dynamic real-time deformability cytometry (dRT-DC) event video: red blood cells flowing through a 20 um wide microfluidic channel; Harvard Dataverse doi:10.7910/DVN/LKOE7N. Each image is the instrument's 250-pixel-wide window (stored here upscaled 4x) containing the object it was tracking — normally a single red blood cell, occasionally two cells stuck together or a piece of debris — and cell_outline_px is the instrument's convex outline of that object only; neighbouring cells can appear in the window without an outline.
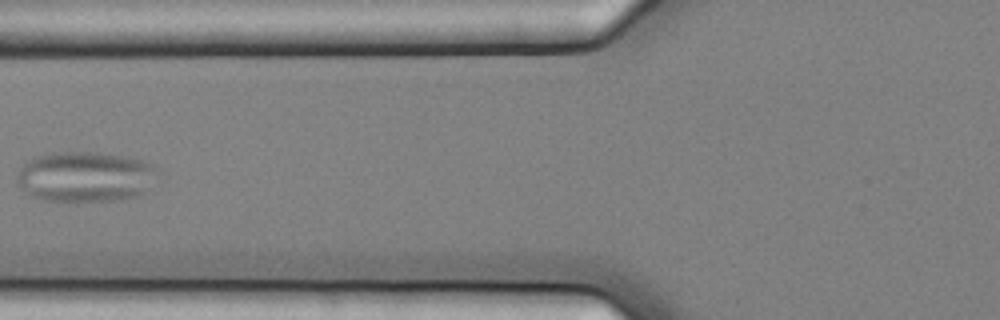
{"species": "common noctule bat (a hibernating species)", "species_latin": "Nyctalus noctula", "temperature_condition": "cold", "stored_images_in_passage": 6, "camera_frame_rate_fps": 3000, "um_per_image_px": 0.085, "animal": {"sex": "female", "body_mass_g": 25.1}, "frame": {"image": 1, "passage_image": 5, "time_ms": 1.333, "image_size_px": [1000, 320], "cell_outline_px": [[160, 172], [144, 192], [140, 196], [120, 200], [44, 200], [28, 196], [16, 184], [16, 176], [20, 168], [28, 160], [36, 156], [52, 152], [96, 152], [124, 156], [140, 160], [152, 164], [160, 168]], "centroid_in_image_um": [7.24, 15.01], "position_along_channel_um": 118.6, "area_um2": 41.67}}